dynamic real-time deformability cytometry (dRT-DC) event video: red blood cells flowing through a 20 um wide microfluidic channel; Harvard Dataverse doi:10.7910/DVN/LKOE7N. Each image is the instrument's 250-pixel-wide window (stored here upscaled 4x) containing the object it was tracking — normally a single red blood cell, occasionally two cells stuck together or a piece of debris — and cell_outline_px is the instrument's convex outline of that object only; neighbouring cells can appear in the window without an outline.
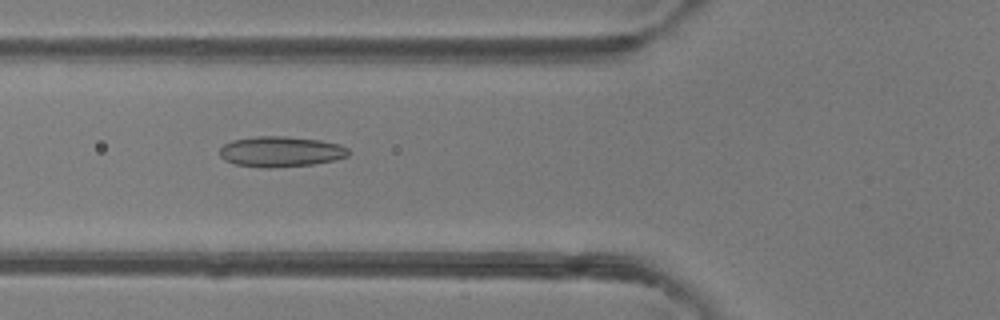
{"species": "common noctule bat (a hibernating species)", "species_latin": "Nyctalus noctula", "temperature_condition": "room temperature", "stored_images_in_passage": 50, "camera_frame_rate_fps": 3000, "um_per_image_px": 0.085, "animal": {"sex": "female"}, "frame": {"image": 1, "passage_image": 19, "time_ms": 6.0, "image_size_px": [1000, 320], "cell_outline_px": [[348, 156], [336, 160], [312, 164], [268, 168], [264, 168], [236, 164], [224, 160], [220, 156], [220, 148], [224, 144], [232, 140], [256, 136], [284, 136], [320, 140], [340, 144], [348, 148]], "centroid_in_image_um": [23.86, 12.88], "position_along_channel_um": 101.9, "area_um2": 22.89}}
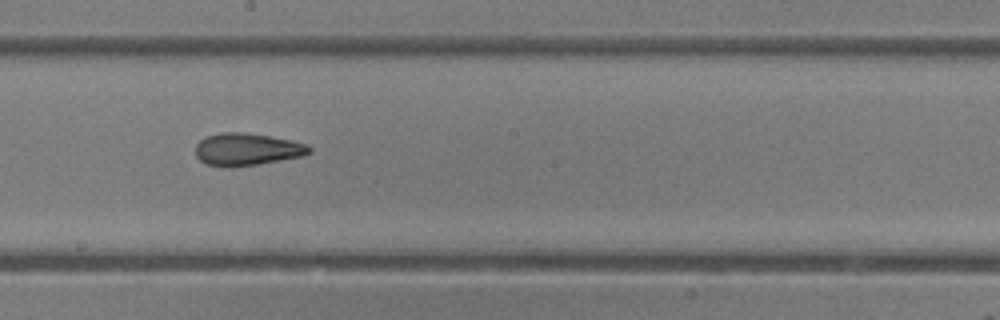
{"frame": {"image": 2, "passage_image": 28, "time_ms": 9.0, "image_size_px": [1000, 320], "cell_outline_px": [[312, 152], [304, 156], [232, 168], [228, 168], [204, 164], [196, 156], [196, 144], [200, 140], [208, 136], [224, 132], [240, 132], [268, 136], [308, 144], [312, 148]], "centroid_in_image_um": [20.98, 12.71], "position_along_channel_um": 227.2, "area_um2": 21.44}}
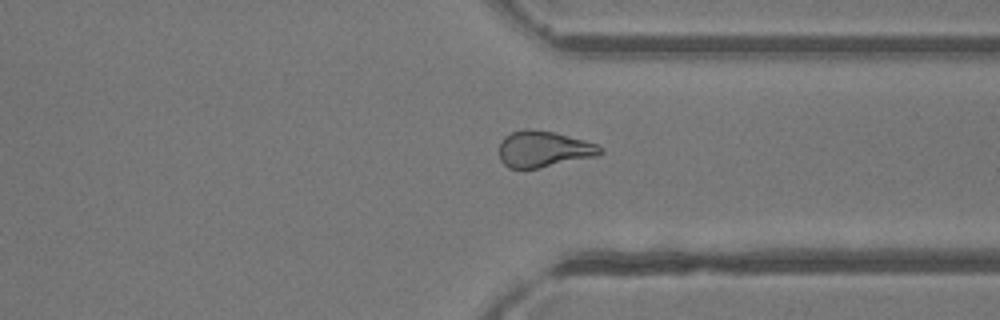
{"frame": {"image": 3, "passage_image": 38, "time_ms": 12.333, "image_size_px": [1000, 320], "cell_outline_px": [[604, 152], [596, 156], [540, 168], [508, 168], [500, 160], [500, 144], [504, 136], [512, 132], [556, 132], [584, 140], [596, 144], [604, 148]], "centroid_in_image_um": [46.25, 12.71], "position_along_channel_um": 365.1, "area_um2": 20.75}, "authors_computed_cell_mechanics": {"area_um2": 22.8599, "velocity_mm_per_s": 4.1648, "shape_relaxation_time_tau1_ms": null, "shape_relaxation_time_tau2_ms": 2.279, "deformation_change_tau1": null, "deformation_change_tau2": 0.1013}}